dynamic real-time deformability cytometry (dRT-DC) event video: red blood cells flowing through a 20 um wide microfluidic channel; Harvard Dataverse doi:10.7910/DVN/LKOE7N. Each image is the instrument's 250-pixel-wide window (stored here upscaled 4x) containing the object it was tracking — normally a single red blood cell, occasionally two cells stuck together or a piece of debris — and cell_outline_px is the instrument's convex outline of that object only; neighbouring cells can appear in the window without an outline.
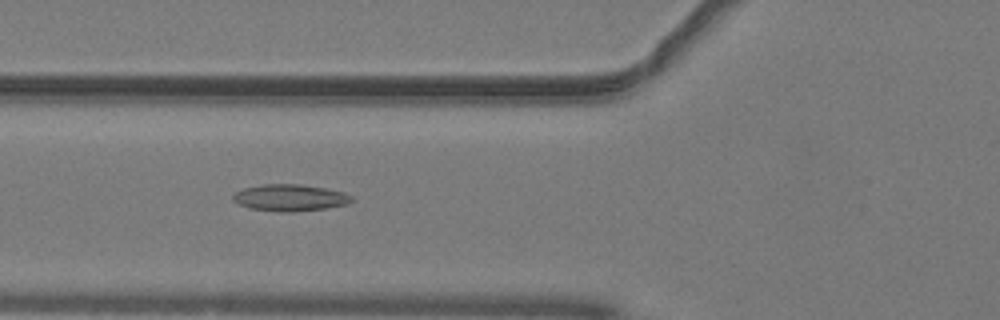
{"species": "common noctule bat (a hibernating species)", "species_latin": "Nyctalus noctula", "temperature_condition": "warm", "stored_images_in_passage": 51, "camera_frame_rate_fps": 3000, "um_per_image_px": 0.085, "animal": {"sex": "male", "body_mass_g": 19.2, "forearm_length_mm": 51.8}, "frame": {"image": 1, "passage_image": 20, "time_ms": 6.333, "image_size_px": [1000, 320], "cell_outline_px": [[352, 200], [348, 204], [324, 208], [292, 212], [280, 212], [248, 208], [232, 200], [232, 196], [236, 192], [244, 188], [264, 184], [300, 184], [324, 188], [344, 192], [352, 196]], "centroid_in_image_um": [24.63, 16.8], "position_along_channel_um": 101.2, "area_um2": 18.38}}
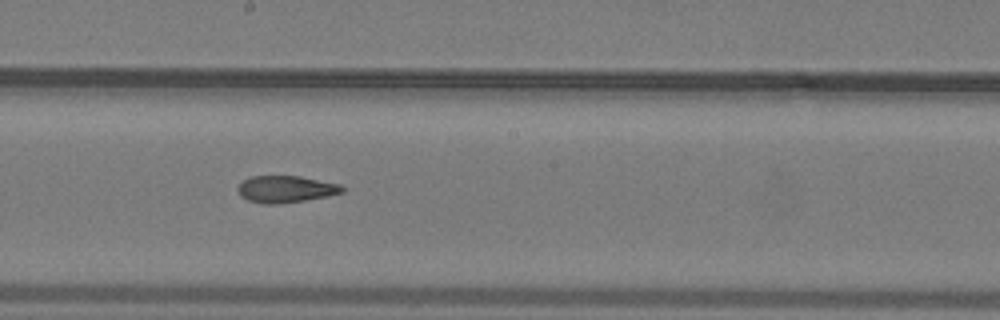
{"frame": {"image": 2, "passage_image": 29, "time_ms": 9.333, "image_size_px": [1000, 320], "cell_outline_px": [[344, 192], [328, 196], [304, 200], [276, 204], [268, 204], [248, 200], [240, 196], [236, 188], [244, 180], [252, 176], [300, 176], [340, 184], [344, 188]], "centroid_in_image_um": [24.29, 16.07], "position_along_channel_um": 223.9, "area_um2": 16.24}}
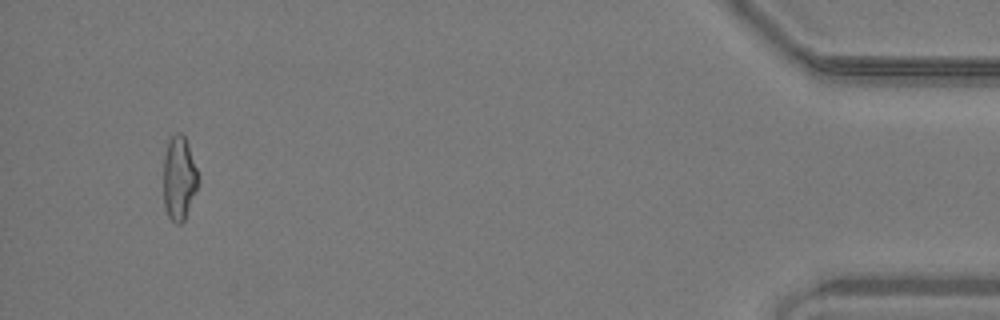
{"frame": {"image": 3, "passage_image": 49, "time_ms": 16.0, "image_size_px": [1000, 320], "cell_outline_px": [[200, 180], [184, 220], [180, 224], [176, 224], [168, 216], [164, 208], [164, 156], [168, 140], [176, 132], [180, 132], [184, 136], [200, 176]], "centroid_in_image_um": [15.22, 15.15], "position_along_channel_um": 420.0, "area_um2": 16.99}, "authors_computed_cell_mechanics": {"area_um2": 17.2822, "velocity_mm_per_s": 4.082, "shape_relaxation_time_tau1_ms": null, "shape_relaxation_time_tau2_ms": 3.7764, "deformation_change_tau1": null, "deformation_change_tau2": 0.1259}}